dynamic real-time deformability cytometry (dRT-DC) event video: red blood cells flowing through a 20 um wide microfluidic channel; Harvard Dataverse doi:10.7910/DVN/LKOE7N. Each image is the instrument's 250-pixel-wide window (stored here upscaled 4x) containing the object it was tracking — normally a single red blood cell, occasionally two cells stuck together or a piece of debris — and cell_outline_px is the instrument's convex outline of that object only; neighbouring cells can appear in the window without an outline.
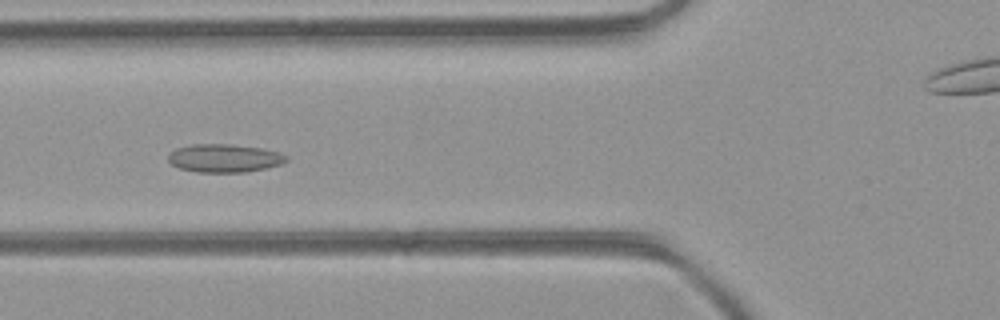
{"species": "common noctule bat (a hibernating species)", "species_latin": "Nyctalus noctula", "temperature_condition": "room temperature", "stored_images_in_passage": 3, "camera_frame_rate_fps": 3000, "um_per_image_px": 0.085, "animal": {"sex": "female", "body_mass_g": 21.9}, "frame": {"image": 1, "passage_image": 3, "time_ms": 0.667, "image_size_px": [1000, 320], "cell_outline_px": [[288, 160], [280, 164], [248, 172], [196, 172], [180, 168], [172, 164], [168, 160], [168, 152], [176, 148], [192, 144], [232, 144], [260, 148], [280, 152], [288, 156]], "centroid_in_image_um": [19.05, 13.44], "position_along_channel_um": 106.7, "area_um2": 19.48}}